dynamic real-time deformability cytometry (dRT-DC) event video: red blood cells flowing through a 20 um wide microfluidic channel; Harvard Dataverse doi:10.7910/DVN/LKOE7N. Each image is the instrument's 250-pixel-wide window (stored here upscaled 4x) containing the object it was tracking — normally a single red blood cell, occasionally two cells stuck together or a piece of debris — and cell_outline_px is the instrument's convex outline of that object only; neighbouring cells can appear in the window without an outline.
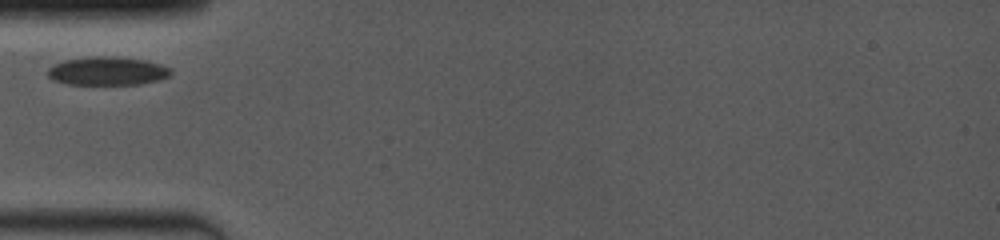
{"species": "common noctule bat (a hibernating species)", "species_latin": "Nyctalus noctula", "temperature_condition": "room temperature", "stored_images_in_passage": 21, "camera_frame_rate_fps": 4000, "um_per_image_px": 0.085, "animal": {"sex": "female", "body_mass_g": 19.0, "forearm_length_mm": 53.3}, "frame": {"image": 1, "passage_image": 1, "time_ms": 0.0, "image_size_px": [1000, 240], "cell_outline_px": [[172, 72], [168, 76], [156, 80], [140, 84], [64, 84], [52, 80], [48, 76], [48, 68], [52, 64], [64, 60], [92, 56], [116, 56], [144, 60], [160, 64], [168, 68]], "centroid_in_image_um": [9.06, 6.03], "position_along_channel_um": 75.9, "area_um2": 20.4}}
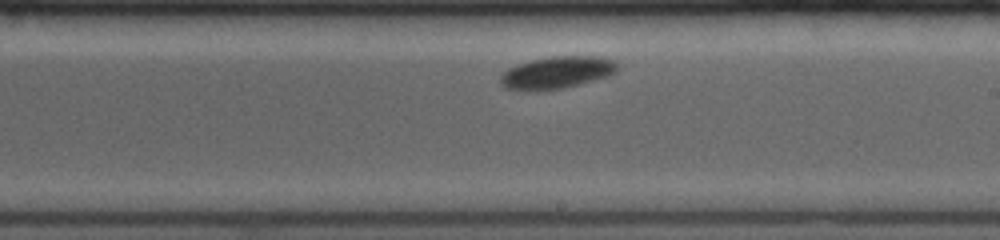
{"frame": {"image": 2, "passage_image": 10, "time_ms": 4.5, "image_size_px": [1000, 240], "cell_outline_px": [[620, 68], [616, 72], [608, 76], [564, 88], [508, 88], [500, 80], [500, 76], [508, 68], [516, 64], [532, 60], [552, 56], [596, 56], [616, 60], [620, 64]], "centroid_in_image_um": [47.46, 6.11], "position_along_channel_um": 241.5, "area_um2": 21.33}}
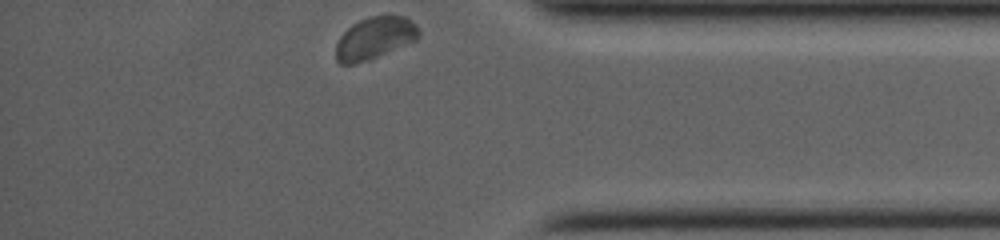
{"frame": {"image": 3, "passage_image": 21, "time_ms": 9.0, "image_size_px": [1000, 240], "cell_outline_px": [[420, 36], [416, 40], [368, 60], [356, 64], [340, 64], [336, 60], [336, 44], [340, 36], [352, 24], [368, 16], [388, 12], [404, 16], [412, 20], [416, 24], [420, 32]], "centroid_in_image_um": [31.87, 3.18], "position_along_channel_um": 403.3, "area_um2": 20.81}}